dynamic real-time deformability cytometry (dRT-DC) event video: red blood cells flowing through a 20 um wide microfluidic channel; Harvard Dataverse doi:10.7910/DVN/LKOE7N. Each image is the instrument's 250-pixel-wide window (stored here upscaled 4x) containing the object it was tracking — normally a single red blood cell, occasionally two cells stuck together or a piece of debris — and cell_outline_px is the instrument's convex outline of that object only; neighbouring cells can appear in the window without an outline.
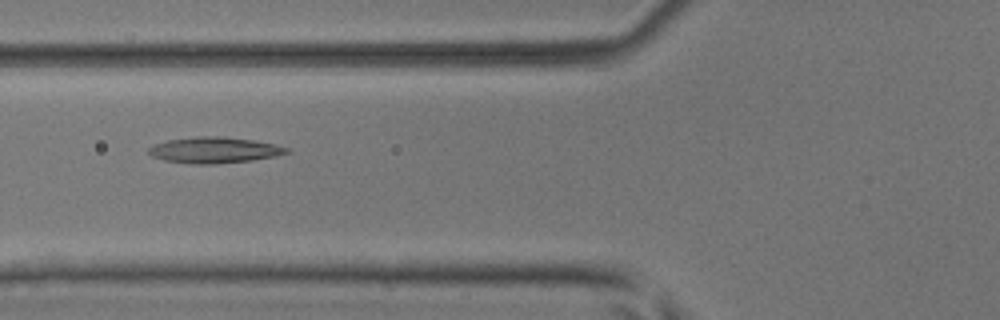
{"species": "common noctule bat (a hibernating species)", "species_latin": "Nyctalus noctula", "temperature_condition": "room temperature", "stored_images_in_passage": 4, "camera_frame_rate_fps": 3000, "um_per_image_px": 0.085, "animal": {"sex": "male", "body_mass_g": 17.9, "forearm_length_mm": 54.2}, "frame": {"image": 1, "passage_image": 4, "time_ms": 1.0, "image_size_px": [1000, 320], "cell_outline_px": [[292, 152], [276, 156], [252, 160], [216, 164], [192, 164], [164, 160], [152, 156], [148, 152], [148, 148], [156, 144], [168, 140], [196, 136], [220, 136], [256, 140], [276, 144], [288, 148]], "centroid_in_image_um": [18.26, 12.75], "position_along_channel_um": 107.5, "area_um2": 21.04}}